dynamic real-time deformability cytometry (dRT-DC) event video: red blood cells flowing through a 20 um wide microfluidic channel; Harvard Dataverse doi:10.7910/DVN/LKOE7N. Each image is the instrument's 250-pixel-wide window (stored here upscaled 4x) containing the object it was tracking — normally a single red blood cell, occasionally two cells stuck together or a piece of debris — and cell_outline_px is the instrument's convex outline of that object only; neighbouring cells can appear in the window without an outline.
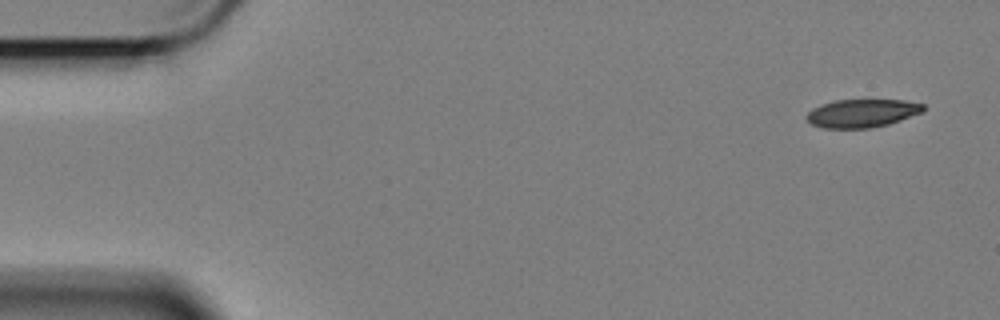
{"species": "Egyptian fruit bat (a non-hibernating species)", "species_latin": "Rousettus aegyptiacus", "temperature_condition": "cold", "stored_images_in_passage": 11, "camera_frame_rate_fps": 3000, "um_per_image_px": 0.085, "animal": {"sex": "female"}, "frame": {"image": 1, "passage_image": 1, "time_ms": 0.0, "image_size_px": [1000, 320], "cell_outline_px": [[924, 112], [888, 124], [868, 128], [824, 128], [812, 124], [804, 116], [812, 108], [820, 104], [836, 100], [904, 100], [924, 104]], "centroid_in_image_um": [73.26, 9.62], "position_along_channel_um": 11.7, "area_um2": 19.19}}